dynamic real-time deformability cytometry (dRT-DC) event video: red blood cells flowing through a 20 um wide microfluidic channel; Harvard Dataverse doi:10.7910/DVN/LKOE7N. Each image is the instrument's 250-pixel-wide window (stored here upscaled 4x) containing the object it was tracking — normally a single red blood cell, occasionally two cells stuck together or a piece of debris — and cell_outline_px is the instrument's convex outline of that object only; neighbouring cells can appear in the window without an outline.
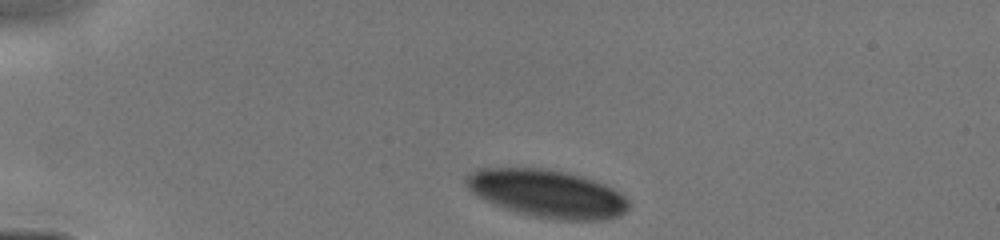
{"species": "human", "species_latin": "Homo sapiens", "temperature_condition": "cold", "stored_images_in_passage": 20, "camera_frame_rate_fps": 3000, "um_per_image_px": 0.085, "donor": {"sex": "male"}, "frame": {"image": 1, "passage_image": 1, "time_ms": 0.0, "image_size_px": [1000, 240], "cell_outline_px": [[632, 204], [620, 216], [608, 220], [560, 220], [536, 216], [516, 212], [484, 200], [472, 192], [464, 184], [464, 180], [476, 168], [540, 168], [564, 172], [580, 176], [604, 184], [612, 188], [624, 196]], "centroid_in_image_um": [46.52, 16.46], "position_along_channel_um": 38.5, "area_um2": 45.08}}
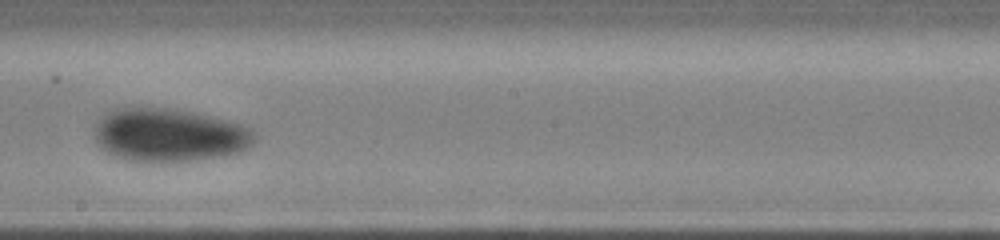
{"frame": {"image": 2, "passage_image": 12, "time_ms": 5.667, "image_size_px": [1000, 240], "cell_outline_px": [[256, 140], [248, 148], [240, 152], [224, 156], [192, 160], [128, 160], [116, 156], [108, 152], [96, 140], [92, 128], [96, 120], [100, 116], [116, 108], [164, 108], [192, 112], [228, 120], [252, 128], [256, 136]], "centroid_in_image_um": [14.4, 11.46], "position_along_channel_um": 233.8, "area_um2": 49.3}}
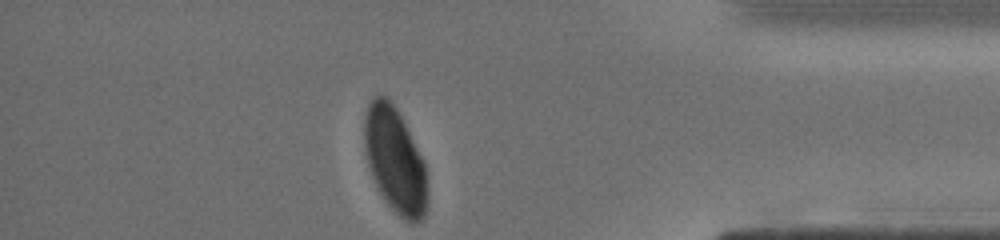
{"frame": {"image": 3, "passage_image": 20, "time_ms": 10.0, "image_size_px": [1000, 240], "cell_outline_px": [[428, 200], [424, 216], [420, 220], [412, 224], [404, 220], [388, 204], [380, 192], [372, 176], [364, 152], [364, 116], [368, 104], [372, 96], [384, 96], [396, 108], [424, 160], [428, 192]], "centroid_in_image_um": [33.57, 13.63], "position_along_channel_um": 401.6, "area_um2": 38.61}}